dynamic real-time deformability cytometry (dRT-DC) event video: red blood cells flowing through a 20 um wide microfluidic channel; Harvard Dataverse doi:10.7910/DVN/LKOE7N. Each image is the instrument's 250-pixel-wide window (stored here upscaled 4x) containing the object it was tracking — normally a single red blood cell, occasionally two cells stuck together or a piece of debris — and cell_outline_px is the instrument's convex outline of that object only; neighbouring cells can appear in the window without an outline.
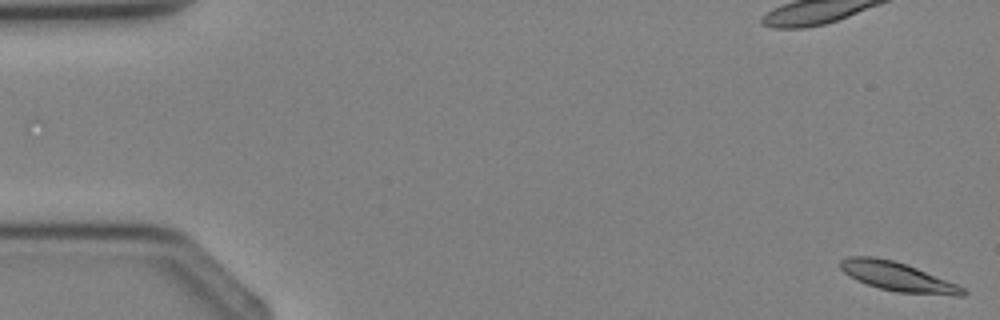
{"species": "Egyptian fruit bat (a non-hibernating species)", "species_latin": "Rousettus aegyptiacus", "temperature_condition": "cold", "stored_images_in_passage": 3, "camera_frame_rate_fps": 3000, "um_per_image_px": 0.085, "animal": {"sex": "female"}, "frame": {"image": 1, "passage_image": 1, "time_ms": 0.0, "image_size_px": [1000, 320], "cell_outline_px": [[968, 292], [964, 296], [956, 296], [896, 292], [880, 288], [856, 280], [848, 276], [840, 268], [840, 260], [848, 256], [876, 256], [892, 260], [916, 268], [956, 284], [964, 288]], "centroid_in_image_um": [76.28, 23.52], "position_along_channel_um": 8.7, "area_um2": 20.63}}